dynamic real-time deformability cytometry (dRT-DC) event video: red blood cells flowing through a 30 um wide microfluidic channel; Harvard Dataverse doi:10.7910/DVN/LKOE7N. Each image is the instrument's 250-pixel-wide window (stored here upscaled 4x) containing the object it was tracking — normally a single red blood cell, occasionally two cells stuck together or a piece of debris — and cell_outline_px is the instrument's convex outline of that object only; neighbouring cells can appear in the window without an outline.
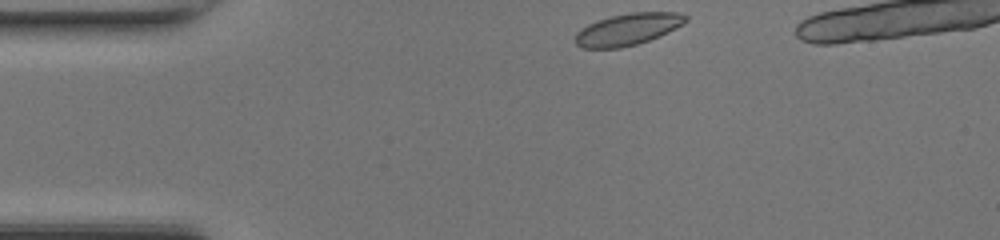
{"species": "common noctule bat (a hibernating species)", "species_latin": "Nyctalus noctula", "temperature_condition": "room temperature", "stored_images_in_passage": 34, "camera_frame_rate_fps": 3000, "um_per_image_px": 0.085, "animal": {"sex": "female", "body_mass_g": 17.0, "forearm_length_mm": 48.0}, "frame": {"image": 1, "passage_image": 1, "time_ms": 0.0, "image_size_px": [1000, 240], "cell_outline_px": [[688, 20], [684, 24], [660, 36], [636, 44], [620, 48], [584, 48], [576, 44], [576, 32], [588, 24], [608, 16], [628, 12], [680, 12], [688, 16]], "centroid_in_image_um": [53.4, 2.47], "position_along_channel_um": 31.6, "area_um2": 20.58}}
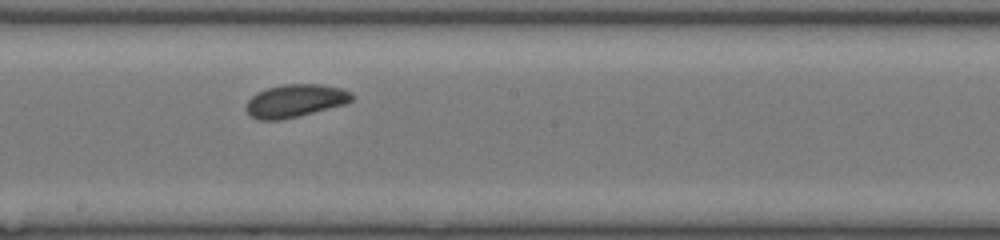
{"frame": {"image": 2, "passage_image": 18, "time_ms": 5.667, "image_size_px": [1000, 240], "cell_outline_px": [[356, 96], [352, 100], [344, 104], [280, 120], [260, 120], [252, 116], [244, 108], [248, 100], [256, 92], [268, 88], [284, 84], [320, 84], [340, 88], [352, 92]], "centroid_in_image_um": [25.09, 8.55], "position_along_channel_um": 223.1, "area_um2": 20.06}}
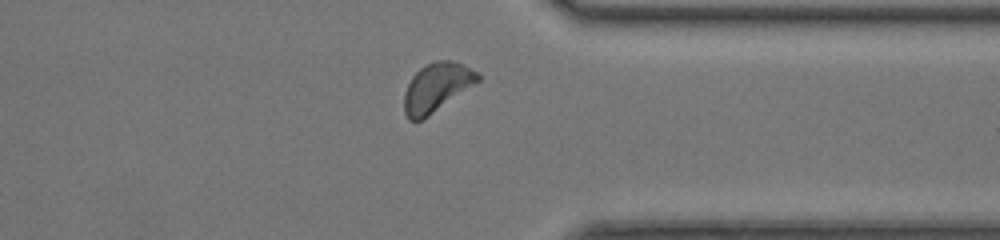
{"frame": {"image": 3, "passage_image": 29, "time_ms": 9.333, "image_size_px": [1000, 240], "cell_outline_px": [[480, 80], [428, 116], [420, 120], [408, 120], [404, 112], [404, 92], [412, 76], [420, 68], [436, 60], [452, 60], [464, 64], [480, 72]], "centroid_in_image_um": [37.12, 7.4], "position_along_channel_um": 374.3, "area_um2": 20.81}}